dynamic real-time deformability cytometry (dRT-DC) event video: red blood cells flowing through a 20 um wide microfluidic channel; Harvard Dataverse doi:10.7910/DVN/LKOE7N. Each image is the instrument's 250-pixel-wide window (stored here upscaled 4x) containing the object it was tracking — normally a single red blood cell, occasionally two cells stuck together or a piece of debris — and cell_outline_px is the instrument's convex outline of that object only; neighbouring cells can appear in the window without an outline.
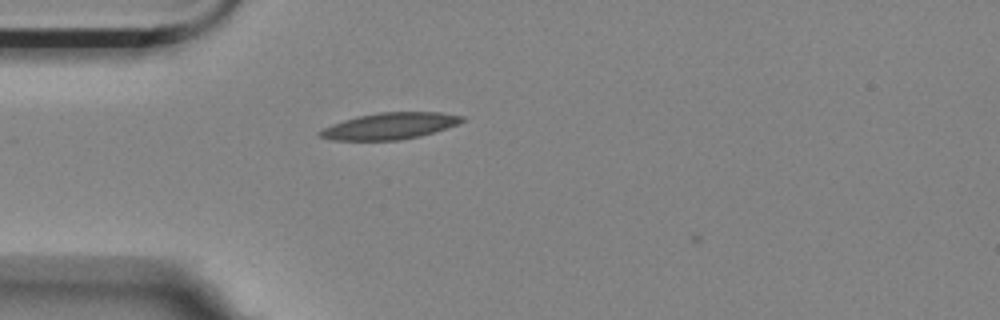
{"species": "Egyptian fruit bat (a non-hibernating species)", "species_latin": "Rousettus aegyptiacus", "temperature_condition": "room temperature", "stored_images_in_passage": 1, "camera_frame_rate_fps": 3000, "um_per_image_px": 0.085, "animal": {"sex": "female"}, "frame": {"image": 1, "passage_image": 1, "time_ms": 0.0, "image_size_px": [1000, 320], "cell_outline_px": [[468, 120], [420, 136], [400, 140], [332, 140], [320, 136], [316, 132], [332, 124], [356, 116], [380, 112], [440, 112], [464, 116]], "centroid_in_image_um": [33.13, 10.7], "position_along_channel_um": 51.9, "area_um2": 21.85}}